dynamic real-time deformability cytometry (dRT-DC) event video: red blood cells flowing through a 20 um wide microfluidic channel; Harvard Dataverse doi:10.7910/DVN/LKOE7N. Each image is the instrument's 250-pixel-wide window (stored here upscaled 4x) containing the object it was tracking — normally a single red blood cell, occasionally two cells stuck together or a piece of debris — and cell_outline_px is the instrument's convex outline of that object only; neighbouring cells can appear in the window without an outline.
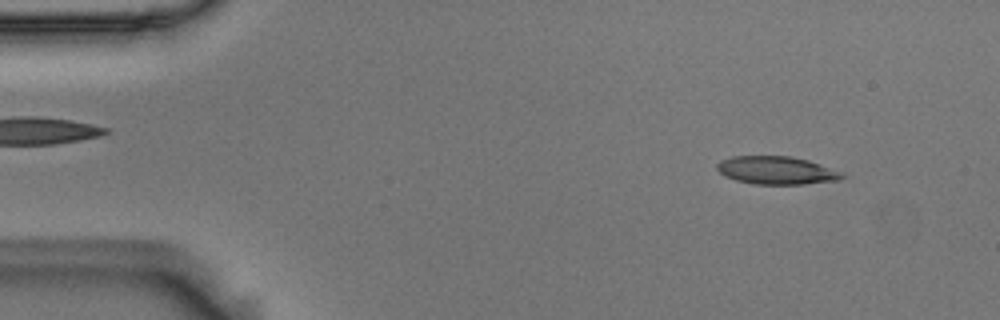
{"species": "Egyptian fruit bat (a non-hibernating species)", "species_latin": "Rousettus aegyptiacus", "temperature_condition": "room temperature", "stored_images_in_passage": 5, "camera_frame_rate_fps": 3000, "um_per_image_px": 0.085, "animal": {"sex": "male"}, "frame": {"image": 1, "passage_image": 2, "time_ms": 0.333, "image_size_px": [1000, 320], "cell_outline_px": [[848, 176], [840, 180], [804, 184], [752, 184], [736, 180], [724, 176], [716, 168], [716, 164], [720, 160], [732, 156], [792, 156], [808, 160], [844, 172]], "centroid_in_image_um": [66.03, 14.48], "position_along_channel_um": 19.0, "area_um2": 20.69}}
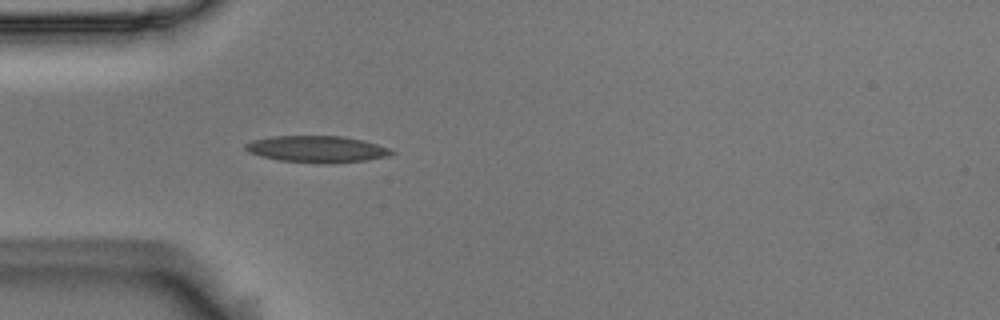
{"frame": {"image": 2, "passage_image": 5, "time_ms": 1.333, "image_size_px": [1000, 320], "cell_outline_px": [[396, 152], [388, 156], [368, 160], [332, 164], [320, 164], [280, 160], [260, 156], [248, 152], [244, 148], [244, 144], [252, 140], [272, 136], [344, 136], [364, 140], [388, 148]], "centroid_in_image_um": [26.94, 12.68], "position_along_channel_um": 58.1, "area_um2": 22.95}}